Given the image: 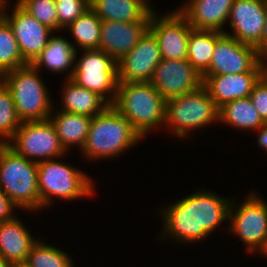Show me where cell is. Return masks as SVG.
Segmentation results:
<instances>
[{
	"label": "cell",
	"instance_id": "6da1fadb",
	"mask_svg": "<svg viewBox=\"0 0 267 267\" xmlns=\"http://www.w3.org/2000/svg\"><path fill=\"white\" fill-rule=\"evenodd\" d=\"M141 139L131 122L109 105L102 113L92 117L81 152L88 160L114 158L135 146Z\"/></svg>",
	"mask_w": 267,
	"mask_h": 267
},
{
	"label": "cell",
	"instance_id": "7a4b0ae2",
	"mask_svg": "<svg viewBox=\"0 0 267 267\" xmlns=\"http://www.w3.org/2000/svg\"><path fill=\"white\" fill-rule=\"evenodd\" d=\"M165 99L150 82L118 83L112 106L130 122L142 138L165 125Z\"/></svg>",
	"mask_w": 267,
	"mask_h": 267
},
{
	"label": "cell",
	"instance_id": "3957f363",
	"mask_svg": "<svg viewBox=\"0 0 267 267\" xmlns=\"http://www.w3.org/2000/svg\"><path fill=\"white\" fill-rule=\"evenodd\" d=\"M37 172L36 162L0 144V188L22 210H41Z\"/></svg>",
	"mask_w": 267,
	"mask_h": 267
},
{
	"label": "cell",
	"instance_id": "277c9868",
	"mask_svg": "<svg viewBox=\"0 0 267 267\" xmlns=\"http://www.w3.org/2000/svg\"><path fill=\"white\" fill-rule=\"evenodd\" d=\"M38 74L39 70L27 64L2 75L21 121L47 120L53 111L48 90Z\"/></svg>",
	"mask_w": 267,
	"mask_h": 267
},
{
	"label": "cell",
	"instance_id": "5b68a950",
	"mask_svg": "<svg viewBox=\"0 0 267 267\" xmlns=\"http://www.w3.org/2000/svg\"><path fill=\"white\" fill-rule=\"evenodd\" d=\"M216 121H219V108L204 86L165 101L164 126L181 139H187L192 130Z\"/></svg>",
	"mask_w": 267,
	"mask_h": 267
},
{
	"label": "cell",
	"instance_id": "8992f818",
	"mask_svg": "<svg viewBox=\"0 0 267 267\" xmlns=\"http://www.w3.org/2000/svg\"><path fill=\"white\" fill-rule=\"evenodd\" d=\"M37 166L41 208L49 206L53 196L73 200L94 194L92 179L64 162L49 159L37 163Z\"/></svg>",
	"mask_w": 267,
	"mask_h": 267
},
{
	"label": "cell",
	"instance_id": "52a82bcc",
	"mask_svg": "<svg viewBox=\"0 0 267 267\" xmlns=\"http://www.w3.org/2000/svg\"><path fill=\"white\" fill-rule=\"evenodd\" d=\"M84 51L74 64L71 80L81 87L98 93L112 105L117 96L119 83L117 62L101 49H84Z\"/></svg>",
	"mask_w": 267,
	"mask_h": 267
},
{
	"label": "cell",
	"instance_id": "ba28073f",
	"mask_svg": "<svg viewBox=\"0 0 267 267\" xmlns=\"http://www.w3.org/2000/svg\"><path fill=\"white\" fill-rule=\"evenodd\" d=\"M6 144L17 154L36 163L56 160L68 152L62 146L50 119L22 121Z\"/></svg>",
	"mask_w": 267,
	"mask_h": 267
},
{
	"label": "cell",
	"instance_id": "9c48e42d",
	"mask_svg": "<svg viewBox=\"0 0 267 267\" xmlns=\"http://www.w3.org/2000/svg\"><path fill=\"white\" fill-rule=\"evenodd\" d=\"M229 206L230 232L244 242L248 252H258L267 239V203L256 194H248L246 200Z\"/></svg>",
	"mask_w": 267,
	"mask_h": 267
},
{
	"label": "cell",
	"instance_id": "30bf717a",
	"mask_svg": "<svg viewBox=\"0 0 267 267\" xmlns=\"http://www.w3.org/2000/svg\"><path fill=\"white\" fill-rule=\"evenodd\" d=\"M260 54L256 47L223 34L217 41L209 68L202 77L260 71Z\"/></svg>",
	"mask_w": 267,
	"mask_h": 267
},
{
	"label": "cell",
	"instance_id": "8fae6325",
	"mask_svg": "<svg viewBox=\"0 0 267 267\" xmlns=\"http://www.w3.org/2000/svg\"><path fill=\"white\" fill-rule=\"evenodd\" d=\"M150 83L165 100H169L199 89L203 86V78L188 59L163 58L155 68Z\"/></svg>",
	"mask_w": 267,
	"mask_h": 267
},
{
	"label": "cell",
	"instance_id": "7c38bea8",
	"mask_svg": "<svg viewBox=\"0 0 267 267\" xmlns=\"http://www.w3.org/2000/svg\"><path fill=\"white\" fill-rule=\"evenodd\" d=\"M193 27L176 9L160 18L154 10L149 21V30L156 37L162 58L187 59L188 39Z\"/></svg>",
	"mask_w": 267,
	"mask_h": 267
},
{
	"label": "cell",
	"instance_id": "4fadbf2b",
	"mask_svg": "<svg viewBox=\"0 0 267 267\" xmlns=\"http://www.w3.org/2000/svg\"><path fill=\"white\" fill-rule=\"evenodd\" d=\"M162 59L158 41L148 30L137 45L117 62L119 83L150 82Z\"/></svg>",
	"mask_w": 267,
	"mask_h": 267
},
{
	"label": "cell",
	"instance_id": "5bb4252c",
	"mask_svg": "<svg viewBox=\"0 0 267 267\" xmlns=\"http://www.w3.org/2000/svg\"><path fill=\"white\" fill-rule=\"evenodd\" d=\"M3 18L13 29L23 59L31 64L46 47L54 31L40 23L17 2L12 14L5 11Z\"/></svg>",
	"mask_w": 267,
	"mask_h": 267
},
{
	"label": "cell",
	"instance_id": "9a60e30c",
	"mask_svg": "<svg viewBox=\"0 0 267 267\" xmlns=\"http://www.w3.org/2000/svg\"><path fill=\"white\" fill-rule=\"evenodd\" d=\"M267 14V0H234L229 14V26L234 34H224L239 42L256 47L263 34Z\"/></svg>",
	"mask_w": 267,
	"mask_h": 267
},
{
	"label": "cell",
	"instance_id": "2e32d148",
	"mask_svg": "<svg viewBox=\"0 0 267 267\" xmlns=\"http://www.w3.org/2000/svg\"><path fill=\"white\" fill-rule=\"evenodd\" d=\"M149 30V21L116 22L101 21L99 49L116 62L127 55Z\"/></svg>",
	"mask_w": 267,
	"mask_h": 267
},
{
	"label": "cell",
	"instance_id": "e0dca14e",
	"mask_svg": "<svg viewBox=\"0 0 267 267\" xmlns=\"http://www.w3.org/2000/svg\"><path fill=\"white\" fill-rule=\"evenodd\" d=\"M160 213L164 216L163 238L168 235L186 244L206 238L197 228L196 204L190 196L172 203Z\"/></svg>",
	"mask_w": 267,
	"mask_h": 267
},
{
	"label": "cell",
	"instance_id": "ac0fdd59",
	"mask_svg": "<svg viewBox=\"0 0 267 267\" xmlns=\"http://www.w3.org/2000/svg\"><path fill=\"white\" fill-rule=\"evenodd\" d=\"M203 78V86L220 108L236 99L248 98L260 79V71L238 74H217Z\"/></svg>",
	"mask_w": 267,
	"mask_h": 267
},
{
	"label": "cell",
	"instance_id": "d6986e66",
	"mask_svg": "<svg viewBox=\"0 0 267 267\" xmlns=\"http://www.w3.org/2000/svg\"><path fill=\"white\" fill-rule=\"evenodd\" d=\"M234 0H190L177 9L194 29L224 33Z\"/></svg>",
	"mask_w": 267,
	"mask_h": 267
},
{
	"label": "cell",
	"instance_id": "ffe728a7",
	"mask_svg": "<svg viewBox=\"0 0 267 267\" xmlns=\"http://www.w3.org/2000/svg\"><path fill=\"white\" fill-rule=\"evenodd\" d=\"M90 8L101 20L150 21L152 6L147 0H90Z\"/></svg>",
	"mask_w": 267,
	"mask_h": 267
},
{
	"label": "cell",
	"instance_id": "44dd1931",
	"mask_svg": "<svg viewBox=\"0 0 267 267\" xmlns=\"http://www.w3.org/2000/svg\"><path fill=\"white\" fill-rule=\"evenodd\" d=\"M190 197L196 204L197 228L205 237L229 219L230 199L208 190H200Z\"/></svg>",
	"mask_w": 267,
	"mask_h": 267
},
{
	"label": "cell",
	"instance_id": "7402d4cb",
	"mask_svg": "<svg viewBox=\"0 0 267 267\" xmlns=\"http://www.w3.org/2000/svg\"><path fill=\"white\" fill-rule=\"evenodd\" d=\"M37 240L17 217L0 223V256L12 264L26 262Z\"/></svg>",
	"mask_w": 267,
	"mask_h": 267
},
{
	"label": "cell",
	"instance_id": "603a6c76",
	"mask_svg": "<svg viewBox=\"0 0 267 267\" xmlns=\"http://www.w3.org/2000/svg\"><path fill=\"white\" fill-rule=\"evenodd\" d=\"M76 47L66 38L51 35L48 44L31 65L37 70L45 66L48 70L57 73L72 69L68 72L69 75H66V79H71L74 73V62L78 56Z\"/></svg>",
	"mask_w": 267,
	"mask_h": 267
},
{
	"label": "cell",
	"instance_id": "cb8c5ba5",
	"mask_svg": "<svg viewBox=\"0 0 267 267\" xmlns=\"http://www.w3.org/2000/svg\"><path fill=\"white\" fill-rule=\"evenodd\" d=\"M66 80L61 97V111L94 117L110 105L98 93L77 85L71 79Z\"/></svg>",
	"mask_w": 267,
	"mask_h": 267
},
{
	"label": "cell",
	"instance_id": "d4e9b609",
	"mask_svg": "<svg viewBox=\"0 0 267 267\" xmlns=\"http://www.w3.org/2000/svg\"><path fill=\"white\" fill-rule=\"evenodd\" d=\"M56 112V116L51 113L49 119L56 129L62 146L67 151L72 145L73 147L78 145L81 150L86 142L92 117L61 110Z\"/></svg>",
	"mask_w": 267,
	"mask_h": 267
},
{
	"label": "cell",
	"instance_id": "484cf974",
	"mask_svg": "<svg viewBox=\"0 0 267 267\" xmlns=\"http://www.w3.org/2000/svg\"><path fill=\"white\" fill-rule=\"evenodd\" d=\"M223 34L213 30L191 29L187 59L201 75L209 68L216 41Z\"/></svg>",
	"mask_w": 267,
	"mask_h": 267
},
{
	"label": "cell",
	"instance_id": "4316f807",
	"mask_svg": "<svg viewBox=\"0 0 267 267\" xmlns=\"http://www.w3.org/2000/svg\"><path fill=\"white\" fill-rule=\"evenodd\" d=\"M219 122L233 128L257 131L264 123L251 99L243 98L228 102L219 108Z\"/></svg>",
	"mask_w": 267,
	"mask_h": 267
},
{
	"label": "cell",
	"instance_id": "83f0119b",
	"mask_svg": "<svg viewBox=\"0 0 267 267\" xmlns=\"http://www.w3.org/2000/svg\"><path fill=\"white\" fill-rule=\"evenodd\" d=\"M101 19L97 14L88 8L74 22L69 24L67 28L71 32V36L79 46L80 50L99 49L101 40Z\"/></svg>",
	"mask_w": 267,
	"mask_h": 267
},
{
	"label": "cell",
	"instance_id": "f1b7e54d",
	"mask_svg": "<svg viewBox=\"0 0 267 267\" xmlns=\"http://www.w3.org/2000/svg\"><path fill=\"white\" fill-rule=\"evenodd\" d=\"M27 64L21 55L12 27L4 18L0 19V74Z\"/></svg>",
	"mask_w": 267,
	"mask_h": 267
},
{
	"label": "cell",
	"instance_id": "f546056e",
	"mask_svg": "<svg viewBox=\"0 0 267 267\" xmlns=\"http://www.w3.org/2000/svg\"><path fill=\"white\" fill-rule=\"evenodd\" d=\"M25 263L30 267H73L66 252L39 240L32 246Z\"/></svg>",
	"mask_w": 267,
	"mask_h": 267
},
{
	"label": "cell",
	"instance_id": "4dcf8cb0",
	"mask_svg": "<svg viewBox=\"0 0 267 267\" xmlns=\"http://www.w3.org/2000/svg\"><path fill=\"white\" fill-rule=\"evenodd\" d=\"M15 103L10 90L3 82L0 83V144H6L20 127Z\"/></svg>",
	"mask_w": 267,
	"mask_h": 267
},
{
	"label": "cell",
	"instance_id": "1f68e13d",
	"mask_svg": "<svg viewBox=\"0 0 267 267\" xmlns=\"http://www.w3.org/2000/svg\"><path fill=\"white\" fill-rule=\"evenodd\" d=\"M24 10L52 31H60L55 0H17Z\"/></svg>",
	"mask_w": 267,
	"mask_h": 267
},
{
	"label": "cell",
	"instance_id": "d6a6232c",
	"mask_svg": "<svg viewBox=\"0 0 267 267\" xmlns=\"http://www.w3.org/2000/svg\"><path fill=\"white\" fill-rule=\"evenodd\" d=\"M59 26L64 29L88 8L90 0H55Z\"/></svg>",
	"mask_w": 267,
	"mask_h": 267
},
{
	"label": "cell",
	"instance_id": "836d02e7",
	"mask_svg": "<svg viewBox=\"0 0 267 267\" xmlns=\"http://www.w3.org/2000/svg\"><path fill=\"white\" fill-rule=\"evenodd\" d=\"M263 121H267V84L260 78L249 96Z\"/></svg>",
	"mask_w": 267,
	"mask_h": 267
},
{
	"label": "cell",
	"instance_id": "e575fe53",
	"mask_svg": "<svg viewBox=\"0 0 267 267\" xmlns=\"http://www.w3.org/2000/svg\"><path fill=\"white\" fill-rule=\"evenodd\" d=\"M18 208L0 188V223L14 219L13 209Z\"/></svg>",
	"mask_w": 267,
	"mask_h": 267
},
{
	"label": "cell",
	"instance_id": "d590c367",
	"mask_svg": "<svg viewBox=\"0 0 267 267\" xmlns=\"http://www.w3.org/2000/svg\"><path fill=\"white\" fill-rule=\"evenodd\" d=\"M258 138L257 144L267 152V121L257 130Z\"/></svg>",
	"mask_w": 267,
	"mask_h": 267
},
{
	"label": "cell",
	"instance_id": "8d00e7d4",
	"mask_svg": "<svg viewBox=\"0 0 267 267\" xmlns=\"http://www.w3.org/2000/svg\"><path fill=\"white\" fill-rule=\"evenodd\" d=\"M256 50L260 55L267 53V14L265 19V26L263 29L262 39L260 43L256 46Z\"/></svg>",
	"mask_w": 267,
	"mask_h": 267
},
{
	"label": "cell",
	"instance_id": "74e56055",
	"mask_svg": "<svg viewBox=\"0 0 267 267\" xmlns=\"http://www.w3.org/2000/svg\"><path fill=\"white\" fill-rule=\"evenodd\" d=\"M266 60H267V54L260 55V59H259L260 78L267 84V62Z\"/></svg>",
	"mask_w": 267,
	"mask_h": 267
},
{
	"label": "cell",
	"instance_id": "f35d334b",
	"mask_svg": "<svg viewBox=\"0 0 267 267\" xmlns=\"http://www.w3.org/2000/svg\"><path fill=\"white\" fill-rule=\"evenodd\" d=\"M7 0H0V19H3L5 11L7 8Z\"/></svg>",
	"mask_w": 267,
	"mask_h": 267
},
{
	"label": "cell",
	"instance_id": "ab89813d",
	"mask_svg": "<svg viewBox=\"0 0 267 267\" xmlns=\"http://www.w3.org/2000/svg\"><path fill=\"white\" fill-rule=\"evenodd\" d=\"M13 264L7 261L3 256H0V267H12Z\"/></svg>",
	"mask_w": 267,
	"mask_h": 267
},
{
	"label": "cell",
	"instance_id": "60d3db41",
	"mask_svg": "<svg viewBox=\"0 0 267 267\" xmlns=\"http://www.w3.org/2000/svg\"><path fill=\"white\" fill-rule=\"evenodd\" d=\"M258 251L260 254L262 253L263 255L267 256V239Z\"/></svg>",
	"mask_w": 267,
	"mask_h": 267
},
{
	"label": "cell",
	"instance_id": "b9f144b4",
	"mask_svg": "<svg viewBox=\"0 0 267 267\" xmlns=\"http://www.w3.org/2000/svg\"><path fill=\"white\" fill-rule=\"evenodd\" d=\"M12 267H30L27 263L22 262V263H15L13 264Z\"/></svg>",
	"mask_w": 267,
	"mask_h": 267
},
{
	"label": "cell",
	"instance_id": "7bdbcfd3",
	"mask_svg": "<svg viewBox=\"0 0 267 267\" xmlns=\"http://www.w3.org/2000/svg\"><path fill=\"white\" fill-rule=\"evenodd\" d=\"M2 82V75L0 74V83Z\"/></svg>",
	"mask_w": 267,
	"mask_h": 267
}]
</instances>
